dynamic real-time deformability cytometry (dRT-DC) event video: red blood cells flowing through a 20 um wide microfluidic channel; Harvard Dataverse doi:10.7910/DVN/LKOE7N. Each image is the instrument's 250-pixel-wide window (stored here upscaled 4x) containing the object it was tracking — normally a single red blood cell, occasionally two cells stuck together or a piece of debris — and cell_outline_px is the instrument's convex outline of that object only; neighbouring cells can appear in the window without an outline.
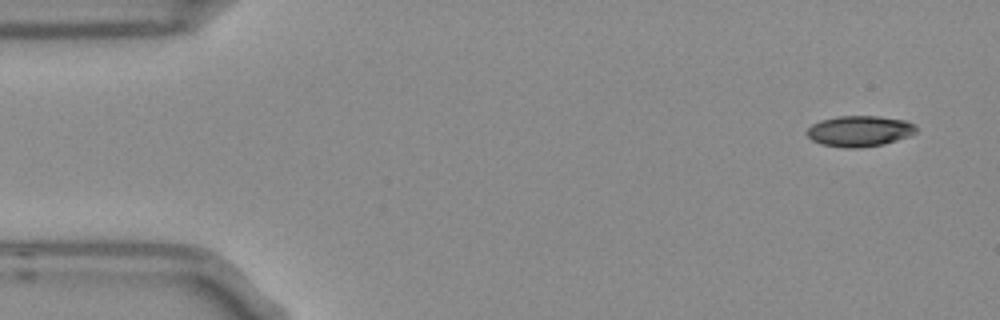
{"species": "Egyptian fruit bat (a non-hibernating species)", "species_latin": "Rousettus aegyptiacus", "temperature_condition": "room temperature", "stored_images_in_passage": 6, "segment_of_instrument_passage": [2, 2], "camera_frame_rate_fps": 3000, "um_per_image_px": 0.085, "frame": {"image": 1, "passage_image": 6, "time_ms": 1.667, "image_size_px": [1000, 320], "cell_outline_px": [[916, 132], [908, 136], [884, 144], [860, 148], [844, 148], [820, 144], [812, 140], [808, 136], [808, 128], [812, 124], [820, 120], [836, 116], [880, 116], [904, 120], [912, 124], [916, 128]], "centroid_in_image_um": [73.03, 11.14], "position_along_channel_um": 12.0, "area_um2": 19.59}}